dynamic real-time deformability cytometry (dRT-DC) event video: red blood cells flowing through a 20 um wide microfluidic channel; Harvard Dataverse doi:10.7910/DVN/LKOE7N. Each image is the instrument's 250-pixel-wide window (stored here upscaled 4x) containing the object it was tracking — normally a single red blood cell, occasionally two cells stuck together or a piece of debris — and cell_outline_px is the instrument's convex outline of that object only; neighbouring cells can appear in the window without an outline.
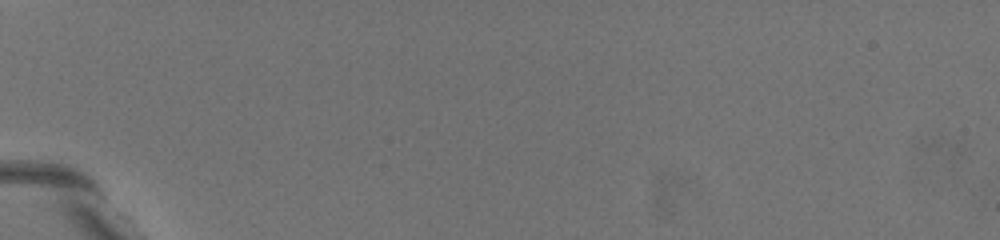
{"species": "common noctule bat (a hibernating species)", "species_latin": "Nyctalus noctula", "temperature_condition": "warm", "stored_images_in_passage": 2, "camera_frame_rate_fps": 3000, "um_per_image_px": 0.085, "animal": {"sex": "female", "body_mass_g": 19.5, "forearm_length_mm": 54.1}, "frame": {"image": 1, "passage_image": 1, "time_ms": 0.0, "image_size_px": [1000, 240], "cell_outline_px": [[184, 208], [168, 208], [120, 168], [116, 164], [104, 144], [104, 140], [120, 140], [136, 144], [176, 196]], "centroid_in_image_um": [12.04, 14.55], "position_along_channel_um": 73.0, "area_um2": 13.99}}